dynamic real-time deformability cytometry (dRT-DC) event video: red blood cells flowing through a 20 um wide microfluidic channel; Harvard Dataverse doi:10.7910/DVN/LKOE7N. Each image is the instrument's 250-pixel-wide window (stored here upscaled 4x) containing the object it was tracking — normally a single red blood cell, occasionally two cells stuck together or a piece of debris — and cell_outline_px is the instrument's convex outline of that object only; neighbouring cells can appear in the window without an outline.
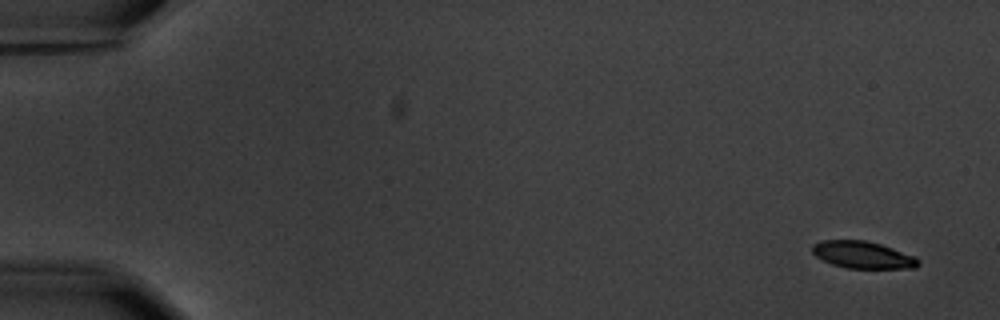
{"species": "common noctule bat (a hibernating species)", "species_latin": "Nyctalus noctula", "temperature_condition": "warm", "stored_images_in_passage": 4, "camera_frame_rate_fps": 3000, "um_per_image_px": 0.085, "animal": {"sex": "male", "body_mass_g": 20.1, "forearm_length_mm": 53.5}, "frame": {"image": 1, "passage_image": 1, "time_ms": 0.0, "image_size_px": [1000, 320], "cell_outline_px": [[920, 264], [916, 268], [848, 268], [832, 264], [816, 256], [812, 252], [812, 244], [820, 240], [864, 240], [880, 244], [916, 256], [920, 260]], "centroid_in_image_um": [73.35, 21.66], "position_along_channel_um": 11.6, "area_um2": 16.76}}